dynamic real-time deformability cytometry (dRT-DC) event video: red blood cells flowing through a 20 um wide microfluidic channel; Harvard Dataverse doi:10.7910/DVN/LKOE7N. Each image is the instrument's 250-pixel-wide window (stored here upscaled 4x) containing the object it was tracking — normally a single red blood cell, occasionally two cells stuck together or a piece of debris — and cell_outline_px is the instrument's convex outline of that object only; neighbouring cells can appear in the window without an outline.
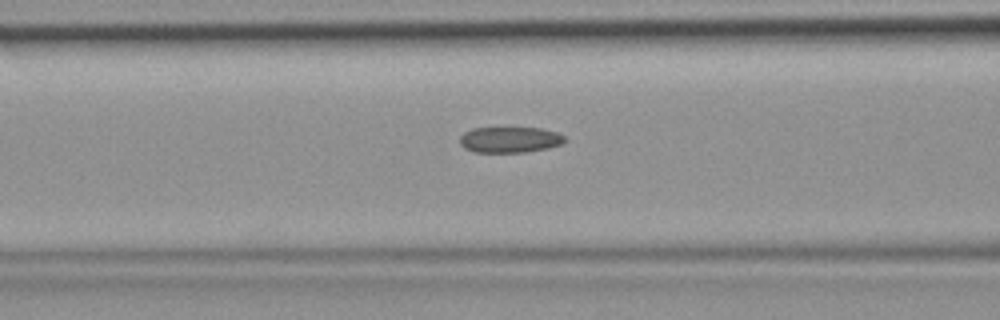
{"species": "common noctule bat (a hibernating species)", "species_latin": "Nyctalus noctula", "temperature_condition": "room temperature", "stored_images_in_passage": 46, "segment_of_instrument_passage": [1, 2], "camera_frame_rate_fps": 3000, "um_per_image_px": 0.085, "animal": {"sex": "female", "body_mass_g": 19.9}, "frame": {"image": 1, "passage_image": 18, "time_ms": 5.667, "image_size_px": [1000, 320], "cell_outline_px": [[568, 140], [564, 144], [548, 148], [524, 152], [476, 152], [464, 148], [460, 144], [460, 136], [464, 132], [472, 128], [540, 128], [556, 132], [564, 136]], "centroid_in_image_um": [43.36, 11.87], "position_along_channel_um": 123.2, "area_um2": 15.9}}
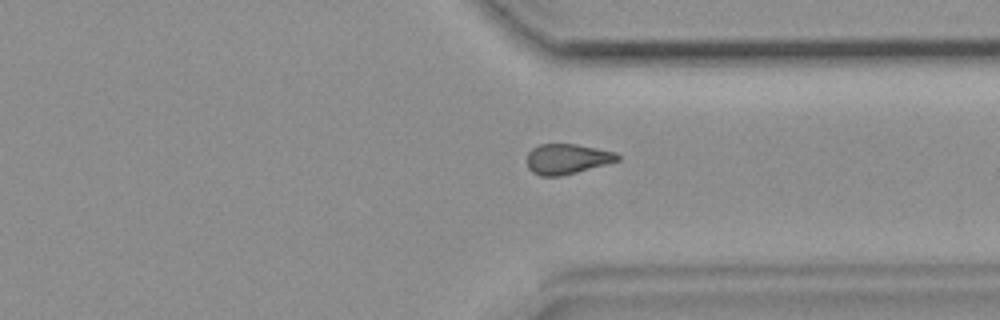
{"frame": {"image": 2, "passage_image": 34, "time_ms": 11.0, "image_size_px": [1000, 320], "cell_outline_px": [[620, 160], [576, 172], [560, 176], [540, 176], [532, 172], [528, 168], [528, 152], [532, 148], [540, 144], [576, 144], [616, 152], [620, 156]], "centroid_in_image_um": [48.19, 13.5], "position_along_channel_um": 363.2, "area_um2": 15.84}}
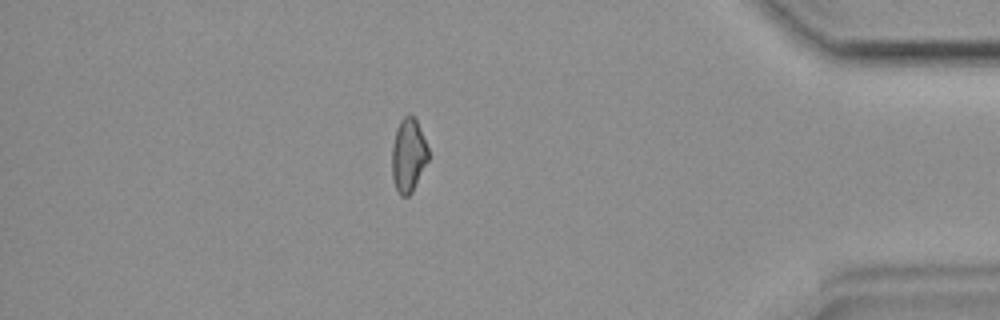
{"frame": {"image": 3, "passage_image": 39, "time_ms": 12.667, "image_size_px": [1000, 320], "cell_outline_px": [[428, 160], [412, 192], [408, 196], [400, 196], [396, 188], [392, 176], [392, 144], [396, 128], [400, 120], [404, 116], [412, 116], [416, 120], [428, 148]], "centroid_in_image_um": [34.69, 13.21], "position_along_channel_um": 400.5, "area_um2": 15.43}}